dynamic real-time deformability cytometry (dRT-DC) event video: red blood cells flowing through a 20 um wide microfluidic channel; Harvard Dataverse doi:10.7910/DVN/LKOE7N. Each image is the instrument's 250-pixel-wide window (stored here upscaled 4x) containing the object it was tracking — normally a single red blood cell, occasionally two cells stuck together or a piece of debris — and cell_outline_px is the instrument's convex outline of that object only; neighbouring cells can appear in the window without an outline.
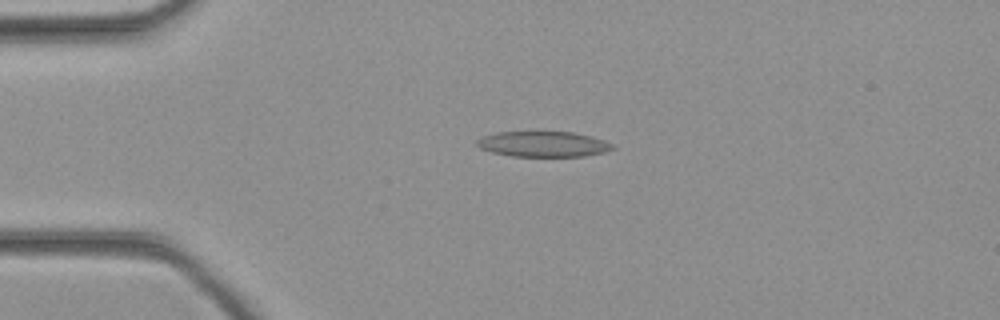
{"species": "common noctule bat (a hibernating species)", "species_latin": "Nyctalus noctula", "temperature_condition": "cold", "stored_images_in_passage": 35, "camera_frame_rate_fps": 3000, "um_per_image_px": 0.085, "animal": {"sex": "female", "body_mass_g": 21.9}, "frame": {"image": 1, "passage_image": 1, "time_ms": 0.0, "image_size_px": [1000, 320], "cell_outline_px": [[616, 148], [604, 152], [584, 156], [512, 156], [492, 152], [480, 148], [476, 144], [476, 140], [484, 136], [496, 132], [536, 128], [540, 128], [572, 132], [592, 136], [604, 140], [612, 144]], "centroid_in_image_um": [46.15, 12.18], "position_along_channel_um": 38.9, "area_um2": 21.21}}
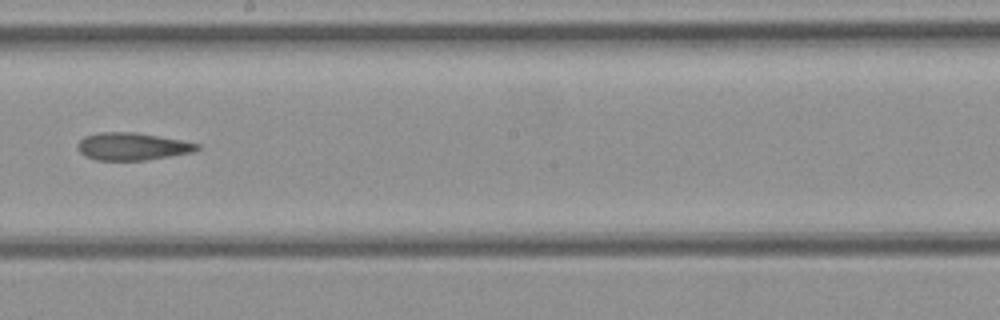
{"frame": {"image": 2, "passage_image": 16, "time_ms": 5.0, "image_size_px": [1000, 320], "cell_outline_px": [[200, 148], [196, 152], [144, 160], [96, 160], [84, 156], [76, 148], [76, 144], [84, 136], [100, 132], [136, 132], [180, 140], [200, 144]], "centroid_in_image_um": [11.22, 12.45], "position_along_channel_um": 237.0, "area_um2": 19.25}}
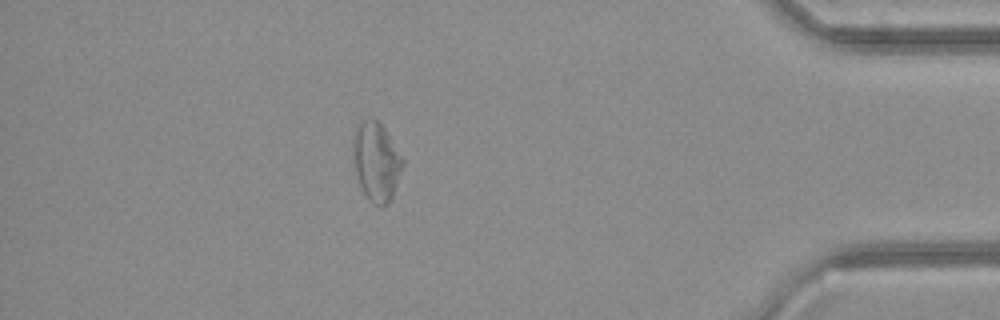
{"frame": {"image": 3, "passage_image": 30, "time_ms": 9.667, "image_size_px": [1000, 320], "cell_outline_px": [[404, 164], [392, 196], [388, 204], [380, 208], [372, 204], [368, 200], [360, 184], [356, 172], [352, 136], [360, 120], [372, 116], [384, 128], [404, 160]], "centroid_in_image_um": [31.98, 13.73], "position_along_channel_um": 403.2, "area_um2": 22.72}}